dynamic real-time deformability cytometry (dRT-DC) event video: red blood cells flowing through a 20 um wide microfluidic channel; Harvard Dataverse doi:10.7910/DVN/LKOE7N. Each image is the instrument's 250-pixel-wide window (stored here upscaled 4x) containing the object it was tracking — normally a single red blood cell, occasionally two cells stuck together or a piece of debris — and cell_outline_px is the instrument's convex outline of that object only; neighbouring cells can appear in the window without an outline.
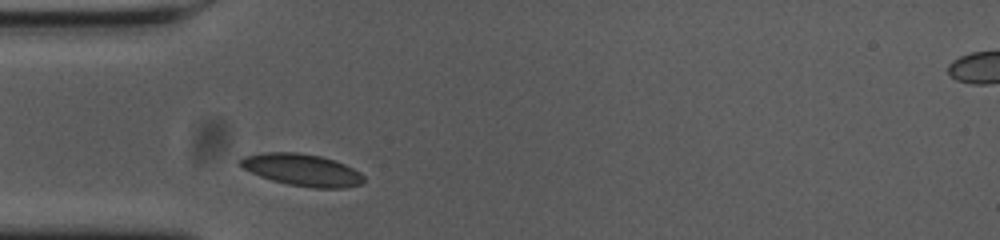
{"species": "common noctule bat (a hibernating species)", "species_latin": "Nyctalus noctula", "temperature_condition": "cold", "stored_images_in_passage": 29, "camera_frame_rate_fps": 3000, "um_per_image_px": 0.085, "animal": {"sex": "female", "body_mass_g": 23.0, "forearm_length_mm": 53.4}, "frame": {"image": 1, "passage_image": 1, "time_ms": 0.0, "image_size_px": [1000, 240], "cell_outline_px": [[364, 180], [360, 184], [344, 188], [312, 188], [288, 184], [272, 180], [260, 176], [244, 168], [236, 160], [244, 156], [264, 152], [296, 152], [320, 156], [336, 160], [360, 172], [364, 176]], "centroid_in_image_um": [25.67, 14.44], "position_along_channel_um": 59.3, "area_um2": 23.0}}
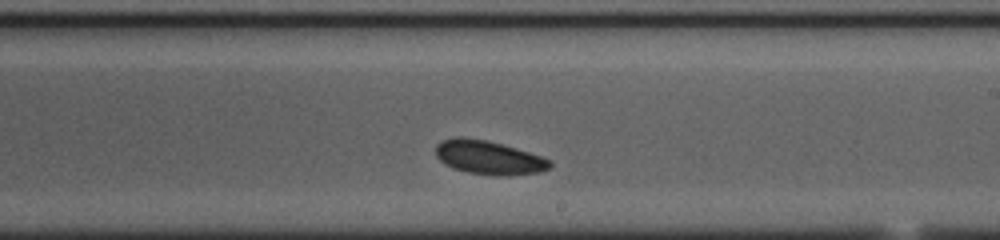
{"frame": {"image": 2, "passage_image": 17, "time_ms": 5.333, "image_size_px": [1000, 240], "cell_outline_px": [[552, 168], [540, 172], [496, 176], [468, 172], [452, 168], [444, 164], [436, 156], [436, 144], [444, 140], [456, 136], [464, 136], [484, 140], [516, 148], [552, 160]], "centroid_in_image_um": [41.53, 13.39], "position_along_channel_um": 247.5, "area_um2": 22.43}}
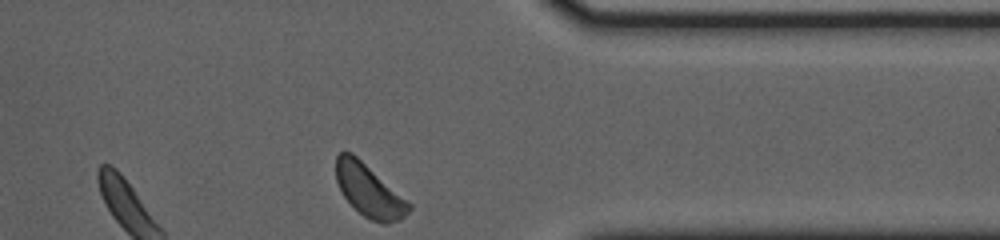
{"frame": {"image": 3, "passage_image": 29, "time_ms": 9.333, "image_size_px": [1000, 240], "cell_outline_px": [[412, 208], [400, 220], [388, 224], [384, 224], [372, 220], [364, 216], [344, 196], [336, 180], [336, 156], [340, 152], [352, 152], [412, 204]], "centroid_in_image_um": [31.39, 16.2], "position_along_channel_um": 380.0, "area_um2": 21.96}, "authors_computed_cell_mechanics": {"area_um2": 22.253, "velocity_mm_per_s": 3.5788, "shape_relaxation_time_tau1_ms": 3.8432, "shape_relaxation_time_tau2_ms": 2.9701, "deformation_change_tau1": 0.0434, "deformation_change_tau2": 0.0716}}